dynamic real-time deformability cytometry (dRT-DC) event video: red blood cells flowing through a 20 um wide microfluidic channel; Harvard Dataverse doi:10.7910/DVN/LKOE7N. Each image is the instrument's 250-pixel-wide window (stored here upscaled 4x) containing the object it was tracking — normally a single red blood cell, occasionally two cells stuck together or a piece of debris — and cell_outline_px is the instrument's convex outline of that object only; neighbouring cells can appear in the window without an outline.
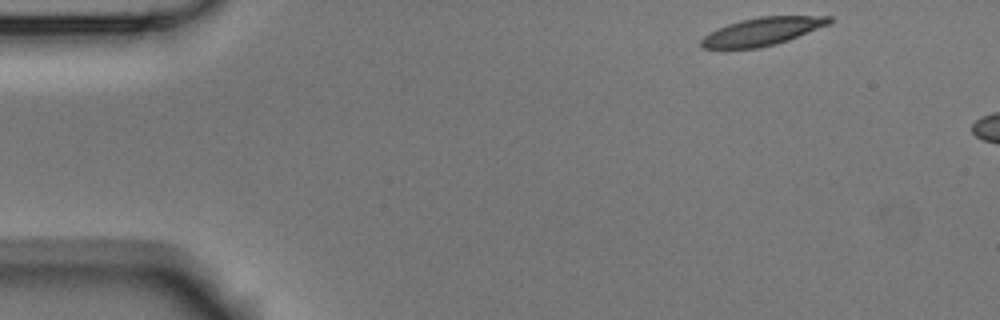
{"species": "Egyptian fruit bat (a non-hibernating species)", "species_latin": "Rousettus aegyptiacus", "temperature_condition": "room temperature", "stored_images_in_passage": 11, "camera_frame_rate_fps": 3000, "um_per_image_px": 0.085, "animal": {"sex": "male"}, "frame": {"image": 1, "passage_image": 1, "time_ms": 0.0, "image_size_px": [1000, 320], "cell_outline_px": [[832, 20], [828, 24], [788, 40], [760, 48], [720, 52], [704, 48], [700, 44], [700, 40], [704, 36], [716, 28], [740, 20], [760, 16], [832, 16]], "centroid_in_image_um": [64.65, 2.72], "position_along_channel_um": 20.3, "area_um2": 21.39}}